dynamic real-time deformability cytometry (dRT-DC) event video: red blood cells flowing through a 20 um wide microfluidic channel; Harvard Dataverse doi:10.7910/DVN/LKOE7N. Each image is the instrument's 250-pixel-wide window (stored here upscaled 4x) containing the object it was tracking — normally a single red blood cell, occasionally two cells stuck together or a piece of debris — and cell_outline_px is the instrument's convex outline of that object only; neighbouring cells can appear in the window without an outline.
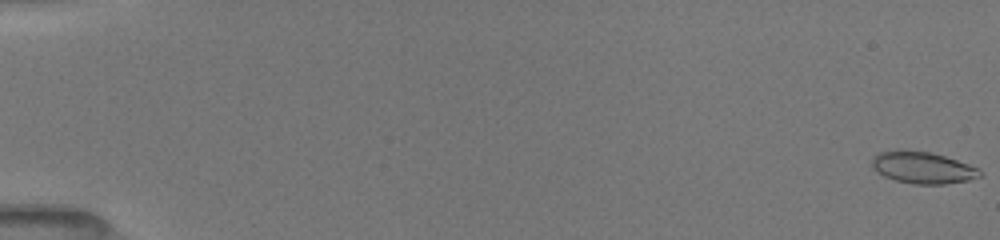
{"species": "common noctule bat (a hibernating species)", "species_latin": "Nyctalus noctula", "temperature_condition": "room temperature", "stored_images_in_passage": 11, "camera_frame_rate_fps": 3000, "um_per_image_px": 0.085, "animal": {"sex": "female", "body_mass_g": 19.5, "forearm_length_mm": 54.1}, "frame": {"image": 1, "passage_image": 1, "time_ms": 0.0, "image_size_px": [1000, 240], "cell_outline_px": [[980, 176], [968, 180], [944, 184], [912, 184], [896, 180], [884, 176], [876, 172], [872, 168], [872, 156], [880, 152], [896, 148], [904, 148], [928, 152], [944, 156], [980, 168]], "centroid_in_image_um": [78.36, 14.22], "position_along_channel_um": 6.6, "area_um2": 20.23}}